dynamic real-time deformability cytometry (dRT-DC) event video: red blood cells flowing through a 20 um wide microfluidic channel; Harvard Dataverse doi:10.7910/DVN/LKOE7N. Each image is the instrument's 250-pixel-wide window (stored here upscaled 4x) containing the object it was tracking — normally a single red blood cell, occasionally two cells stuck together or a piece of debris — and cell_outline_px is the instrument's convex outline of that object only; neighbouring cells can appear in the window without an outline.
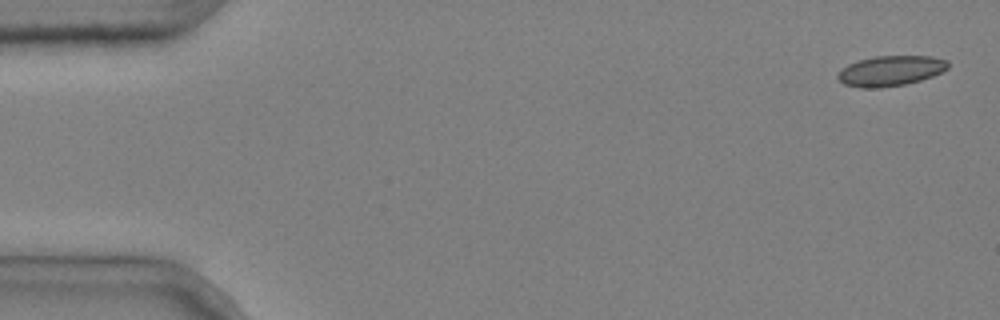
{"species": "common noctule bat (a hibernating species)", "species_latin": "Nyctalus noctula", "temperature_condition": "cold", "stored_images_in_passage": 6, "segment_of_instrument_passage": [2, 2], "camera_frame_rate_fps": 3000, "um_per_image_px": 0.085, "animal": {"sex": "male", "body_mass_g": 20.4}, "frame": {"image": 1, "passage_image": 6, "time_ms": 1.667, "image_size_px": [1000, 320], "cell_outline_px": [[948, 68], [932, 76], [920, 80], [904, 84], [872, 88], [860, 88], [844, 84], [836, 76], [840, 68], [856, 60], [876, 56], [932, 56], [948, 60]], "centroid_in_image_um": [75.66, 6.0], "position_along_channel_um": 9.3, "area_um2": 19.42}}